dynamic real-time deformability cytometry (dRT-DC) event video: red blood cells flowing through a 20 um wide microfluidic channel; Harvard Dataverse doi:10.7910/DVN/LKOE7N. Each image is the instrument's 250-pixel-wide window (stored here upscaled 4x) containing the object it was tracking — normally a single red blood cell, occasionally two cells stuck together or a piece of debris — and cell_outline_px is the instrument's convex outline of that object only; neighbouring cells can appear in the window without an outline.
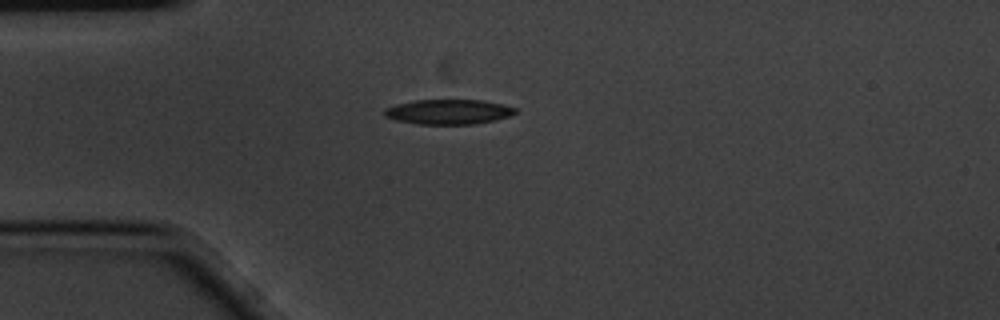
{"species": "common noctule bat (a hibernating species)", "species_latin": "Nyctalus noctula", "temperature_condition": "cold", "stored_images_in_passage": 1, "camera_frame_rate_fps": 3000, "um_per_image_px": 0.085, "animal": {"sex": "male", "body_mass_g": 20.1, "forearm_length_mm": 53.5}, "frame": {"image": 1, "passage_image": 1, "time_ms": 0.0, "image_size_px": [1000, 320], "cell_outline_px": [[516, 112], [508, 116], [496, 120], [472, 124], [416, 124], [396, 120], [384, 116], [384, 108], [396, 104], [416, 100], [484, 100], [516, 108]], "centroid_in_image_um": [38.08, 9.5], "position_along_channel_um": 46.9, "area_um2": 18.9}}